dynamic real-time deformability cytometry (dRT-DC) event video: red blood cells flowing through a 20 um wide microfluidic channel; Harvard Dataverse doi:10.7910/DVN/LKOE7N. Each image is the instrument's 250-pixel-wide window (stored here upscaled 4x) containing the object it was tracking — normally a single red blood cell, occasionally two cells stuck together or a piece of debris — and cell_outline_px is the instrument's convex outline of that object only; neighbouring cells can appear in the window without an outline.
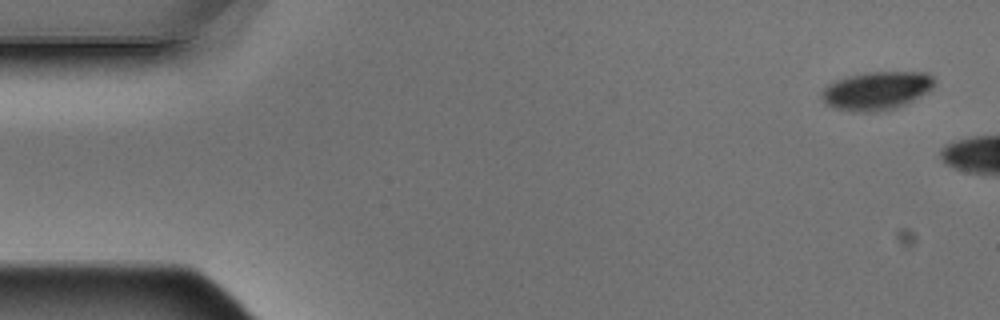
{"species": "Egyptian fruit bat (a non-hibernating species)", "species_latin": "Rousettus aegyptiacus", "temperature_condition": "warm", "stored_images_in_passage": 2, "camera_frame_rate_fps": 3000, "um_per_image_px": 0.085, "animal": {"sex": "male"}, "frame": {"image": 1, "passage_image": 1, "time_ms": 0.0, "image_size_px": [1000, 320], "cell_outline_px": [[932, 88], [904, 104], [892, 108], [868, 112], [864, 112], [836, 108], [824, 104], [820, 96], [820, 92], [828, 84], [836, 80], [848, 76], [868, 72], [928, 72], [932, 76]], "centroid_in_image_um": [74.43, 7.69], "position_along_channel_um": 10.6, "area_um2": 24.62}}